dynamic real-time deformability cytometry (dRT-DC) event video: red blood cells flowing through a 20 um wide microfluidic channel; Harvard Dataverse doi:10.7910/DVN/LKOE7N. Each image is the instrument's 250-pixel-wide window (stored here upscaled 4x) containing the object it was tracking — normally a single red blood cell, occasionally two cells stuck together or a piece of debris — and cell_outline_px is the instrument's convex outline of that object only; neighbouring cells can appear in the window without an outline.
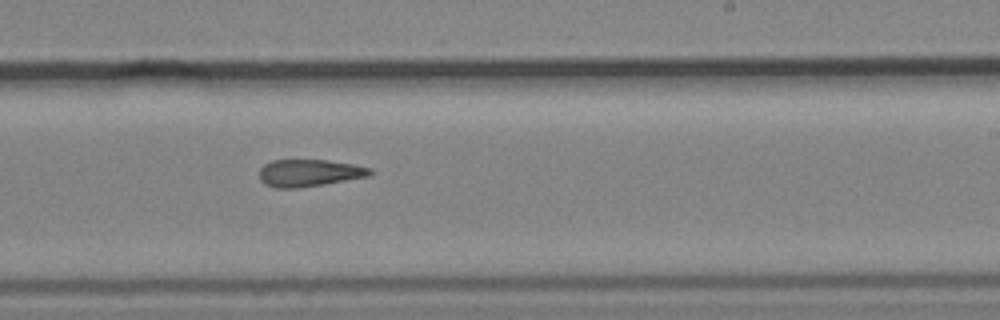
{"species": "common noctule bat (a hibernating species)", "species_latin": "Nyctalus noctula", "temperature_condition": "cold", "stored_images_in_passage": 10, "camera_frame_rate_fps": 3000, "um_per_image_px": 0.085, "animal": {"sex": "male", "body_mass_g": 19.2, "forearm_length_mm": 51.8}, "frame": {"image": 1, "passage_image": 10, "time_ms": 13.0, "image_size_px": [1000, 320], "cell_outline_px": [[372, 172], [368, 176], [324, 184], [296, 188], [276, 188], [264, 184], [260, 180], [260, 168], [264, 164], [272, 160], [328, 160], [352, 164], [372, 168]], "centroid_in_image_um": [26.25, 14.7], "position_along_channel_um": 262.7, "area_um2": 17.46}}